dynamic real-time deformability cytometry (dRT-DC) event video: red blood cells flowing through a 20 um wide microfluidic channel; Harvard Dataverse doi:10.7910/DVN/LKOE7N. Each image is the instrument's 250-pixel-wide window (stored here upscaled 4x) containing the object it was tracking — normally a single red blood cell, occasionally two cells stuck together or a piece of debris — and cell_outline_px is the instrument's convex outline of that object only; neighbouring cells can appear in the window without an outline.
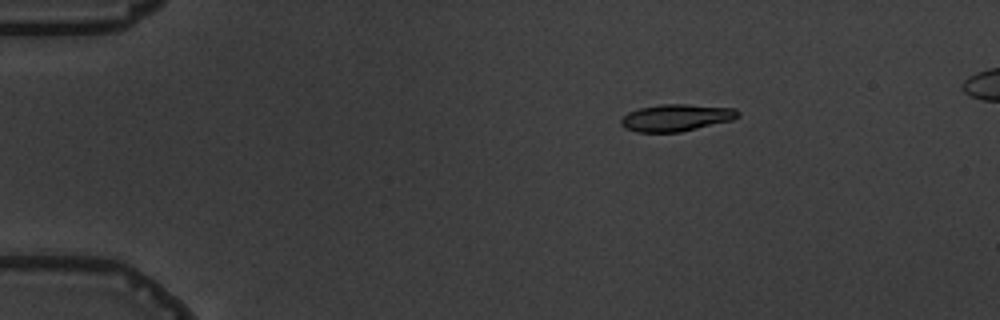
{"species": "common noctule bat (a hibernating species)", "species_latin": "Nyctalus noctula", "temperature_condition": "warm", "stored_images_in_passage": 3, "camera_frame_rate_fps": 3000, "um_per_image_px": 0.085, "animal": {"sex": "male", "body_mass_g": 19.5, "forearm_length_mm": 54.6}, "frame": {"image": 1, "passage_image": 1, "time_ms": 0.0, "image_size_px": [1000, 320], "cell_outline_px": [[740, 116], [732, 120], [680, 132], [636, 132], [624, 128], [620, 124], [620, 120], [628, 112], [640, 108], [660, 104], [688, 104], [736, 108], [740, 112]], "centroid_in_image_um": [57.48, 10.0], "position_along_channel_um": 27.5, "area_um2": 18.5}}